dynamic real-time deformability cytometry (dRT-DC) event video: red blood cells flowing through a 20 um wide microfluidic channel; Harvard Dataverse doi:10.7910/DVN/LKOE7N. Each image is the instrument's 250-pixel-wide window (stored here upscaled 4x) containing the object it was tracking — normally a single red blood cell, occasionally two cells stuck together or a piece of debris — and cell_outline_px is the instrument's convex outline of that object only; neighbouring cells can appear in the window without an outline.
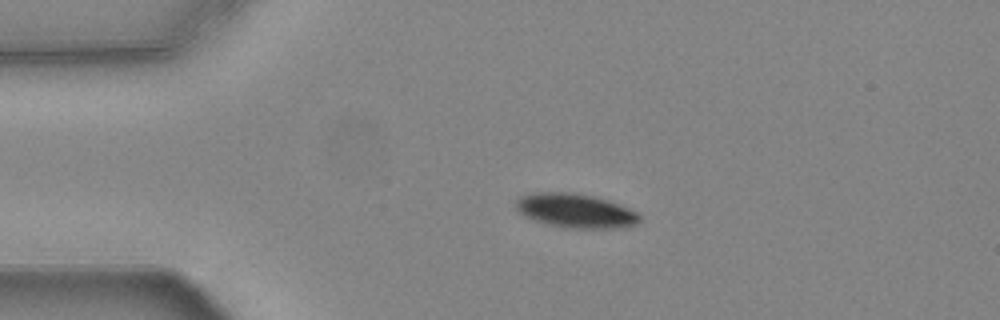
{"species": "common noctule bat (a hibernating species)", "species_latin": "Nyctalus noctula", "temperature_condition": "warm", "stored_images_in_passage": 44, "camera_frame_rate_fps": 3000, "um_per_image_px": 0.085, "animal": {"sex": "female", "body_mass_g": 24.6, "forearm_length_mm": 56.2}, "frame": {"image": 1, "passage_image": 1, "time_ms": 0.0, "image_size_px": [1000, 320], "cell_outline_px": [[640, 220], [636, 224], [608, 228], [576, 228], [552, 224], [536, 220], [524, 216], [516, 208], [516, 200], [520, 196], [532, 192], [572, 192], [592, 196], [608, 200], [620, 204], [636, 212], [640, 216]], "centroid_in_image_um": [48.9, 17.88], "position_along_channel_um": 36.1, "area_um2": 24.16}}
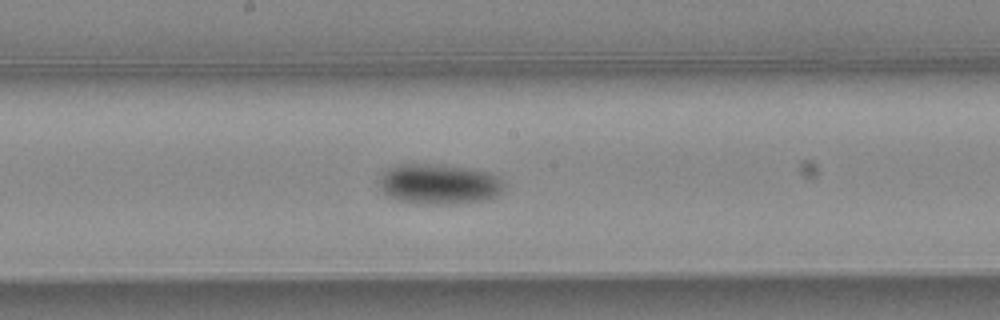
{"frame": {"image": 2, "passage_image": 18, "time_ms": 5.667, "image_size_px": [1000, 320], "cell_outline_px": [[504, 188], [496, 196], [484, 200], [452, 204], [428, 204], [396, 200], [388, 196], [380, 188], [380, 180], [384, 172], [388, 168], [396, 164], [444, 164], [472, 168], [488, 172], [500, 176], [504, 180]], "centroid_in_image_um": [37.36, 15.63], "position_along_channel_um": 210.8, "area_um2": 29.65}}
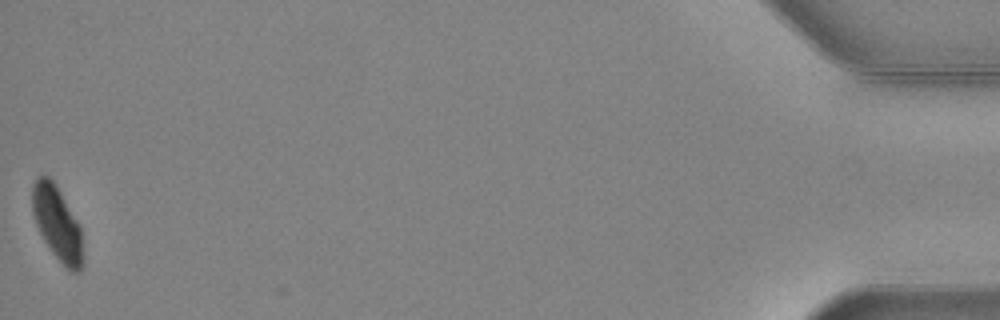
{"frame": {"image": 3, "passage_image": 44, "time_ms": 14.333, "image_size_px": [1000, 320], "cell_outline_px": [[84, 264], [80, 272], [72, 272], [64, 268], [52, 252], [44, 240], [36, 224], [32, 212], [32, 184], [36, 176], [48, 176], [56, 184], [80, 224], [84, 256]], "centroid_in_image_um": [4.89, 19.02], "position_along_channel_um": 430.3, "area_um2": 22.37}, "authors_computed_cell_mechanics": {"area_um2": 25.9233, "velocity_mm_per_s": 3.7178, "shape_relaxation_time_tau1_ms": 2.9853, "shape_relaxation_time_tau2_ms": null, "deformation_change_tau1": 0.1162, "deformation_change_tau2": null}}